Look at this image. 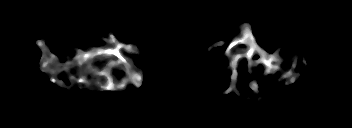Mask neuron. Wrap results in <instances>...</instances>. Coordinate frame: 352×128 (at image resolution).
I'll return each mask as SVG.
<instances>
[{
	"mask_svg": "<svg viewBox=\"0 0 352 128\" xmlns=\"http://www.w3.org/2000/svg\"><path fill=\"white\" fill-rule=\"evenodd\" d=\"M239 29H241V38H234L232 43L227 47L226 50V55L231 59V61H228V65H230V67L232 68L233 74H232V81H231V85L229 87V89L227 91H224L223 94H228V92L232 91L233 89H236L235 86V82L236 77H237V71H236V67H237V60H239L243 55L247 58V70L248 72H250V67L252 65H254V67L257 69L258 65L261 63L265 66L266 70L264 71V75L270 74L274 71H278L280 70V64H282V62L284 61L280 55H278V53L280 52H276L277 55L275 54H268L266 53L264 50L260 49L256 43V36H253L250 28L248 27V25L244 24L241 25L239 27ZM111 40L109 42L110 44V48L106 47V48H100V49H93L92 51L89 52H82L81 49L77 50V55L73 57V62H68L66 61V63H64V66L62 65H57L55 63V61H57L58 59L56 58V56L54 54H50L49 55V50L48 48L45 46V40L43 39H39L37 40V46L40 47L42 49V51L44 52V55L42 56L41 60H40V70L43 72H47L49 74H51L50 77V81L53 83H56L58 86L63 87L64 86V82L63 80H57L56 78V74L57 72H60L61 70H65L68 69L72 66H74V64L81 70L80 75L83 76L84 75V69H89L91 71V73H93V69H95V67L93 68L91 61L93 60V58H100V61H103L105 59L108 60L107 65L105 66L106 68H104V71H98L95 76L99 77V76H104L106 78V82L105 83H99V82H95V84H98V87L100 88V90H105L108 89L110 91H114V90H118L121 89L125 86L126 80L129 79L131 83L135 84V86L137 88H139L141 86L142 83V76L140 75L141 70L139 71H135L134 67L132 66V62L125 57L120 49L121 48H125L126 52L128 51H133L138 53V51L136 50V48L132 45V44H122L119 43L115 36L113 34H109ZM239 44H245L247 47V51L246 53H238L232 56V54L230 53L231 48L234 46H237ZM113 46V48H112ZM255 53H259L260 54V58L258 60L253 61L252 60V56ZM111 56L116 57L117 60L111 58ZM299 56L296 55L295 56V61L293 62L292 68L290 71H288L286 74L281 75L280 78H278V81L282 80L283 78H289L288 81H286L284 84L288 85L290 83H294L297 79V74L294 72L295 68L297 67V65L299 64V60H298ZM273 62H276L277 64H273ZM112 65H117L121 68H124L126 74L124 76H122L121 81L117 84H113L112 83V78L111 76H109V71H110V67ZM51 66H54L55 69L52 70ZM71 79L82 84L83 86H88L92 83V80H85V77H81L80 79L75 78L73 75L71 76ZM251 89H253V91H256L257 94H259L258 91V85L256 83H250L249 86ZM253 98V95H249L246 97L247 100H250Z\"/></svg>",
	"mask_w": 352,
	"mask_h": 128,
	"instance_id": "1",
	"label": "neuron"
}]
</instances>
